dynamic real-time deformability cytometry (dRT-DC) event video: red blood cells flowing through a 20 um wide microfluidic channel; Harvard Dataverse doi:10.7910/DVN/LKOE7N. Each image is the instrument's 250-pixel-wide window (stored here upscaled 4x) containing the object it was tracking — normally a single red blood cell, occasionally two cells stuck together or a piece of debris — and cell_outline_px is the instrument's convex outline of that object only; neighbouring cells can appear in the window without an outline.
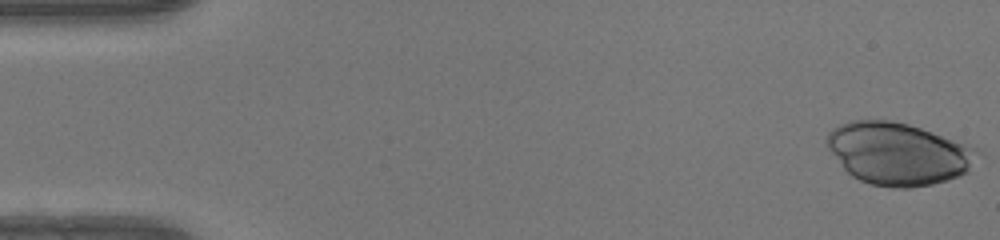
{"species": "human", "species_latin": "Homo sapiens", "temperature_condition": "warm", "stored_images_in_passage": 49, "camera_frame_rate_fps": 3000, "um_per_image_px": 0.085, "donor": {"sex": "female"}, "frame": {"image": 1, "passage_image": 1, "time_ms": 0.0, "image_size_px": [1000, 240], "cell_outline_px": [[980, 152], [968, 172], [960, 176], [948, 180], [932, 184], [908, 188], [892, 188], [872, 184], [860, 180], [852, 176], [844, 168], [828, 148], [824, 140], [828, 132], [832, 128], [840, 124], [852, 120], [888, 120], [908, 124], [980, 148]], "centroid_in_image_um": [76.36, 13.06], "position_along_channel_um": 8.6, "area_um2": 54.74}}
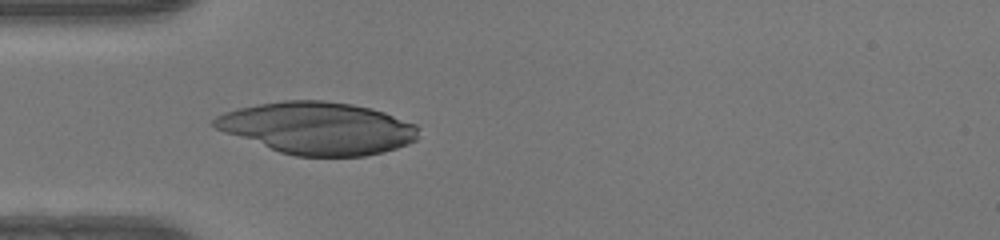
{"frame": {"image": 2, "passage_image": 15, "time_ms": 4.667, "image_size_px": [1000, 240], "cell_outline_px": [[416, 140], [408, 144], [396, 148], [364, 156], [296, 156], [280, 152], [224, 132], [216, 128], [212, 124], [212, 120], [216, 116], [224, 112], [256, 104], [284, 100], [324, 100], [352, 104], [372, 108], [384, 112], [416, 124]], "centroid_in_image_um": [26.99, 10.88], "position_along_channel_um": 58.0, "area_um2": 61.79}}